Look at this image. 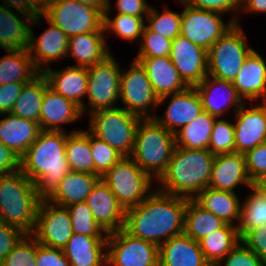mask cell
Segmentation results:
<instances>
[{"instance_id":"6da1fadb","label":"cell","mask_w":266,"mask_h":266,"mask_svg":"<svg viewBox=\"0 0 266 266\" xmlns=\"http://www.w3.org/2000/svg\"><path fill=\"white\" fill-rule=\"evenodd\" d=\"M186 206V198L154 190L141 203L125 210L123 229L136 238L160 246L184 233Z\"/></svg>"},{"instance_id":"7a4b0ae2","label":"cell","mask_w":266,"mask_h":266,"mask_svg":"<svg viewBox=\"0 0 266 266\" xmlns=\"http://www.w3.org/2000/svg\"><path fill=\"white\" fill-rule=\"evenodd\" d=\"M66 131H41L20 157V170L35 183L37 194L47 198L70 172L66 159Z\"/></svg>"},{"instance_id":"3957f363","label":"cell","mask_w":266,"mask_h":266,"mask_svg":"<svg viewBox=\"0 0 266 266\" xmlns=\"http://www.w3.org/2000/svg\"><path fill=\"white\" fill-rule=\"evenodd\" d=\"M215 155L208 149L176 146L167 168L157 180L161 192L193 199L208 187Z\"/></svg>"},{"instance_id":"277c9868","label":"cell","mask_w":266,"mask_h":266,"mask_svg":"<svg viewBox=\"0 0 266 266\" xmlns=\"http://www.w3.org/2000/svg\"><path fill=\"white\" fill-rule=\"evenodd\" d=\"M42 198L35 183L19 169L0 175V221L31 234L35 227L37 208Z\"/></svg>"},{"instance_id":"5b68a950","label":"cell","mask_w":266,"mask_h":266,"mask_svg":"<svg viewBox=\"0 0 266 266\" xmlns=\"http://www.w3.org/2000/svg\"><path fill=\"white\" fill-rule=\"evenodd\" d=\"M175 147L174 133L166 130L154 118H141L130 158L156 181L165 172Z\"/></svg>"},{"instance_id":"8992f818","label":"cell","mask_w":266,"mask_h":266,"mask_svg":"<svg viewBox=\"0 0 266 266\" xmlns=\"http://www.w3.org/2000/svg\"><path fill=\"white\" fill-rule=\"evenodd\" d=\"M88 131L98 139L130 157L134 148L135 132L141 117L122 107L90 113Z\"/></svg>"},{"instance_id":"52a82bcc","label":"cell","mask_w":266,"mask_h":266,"mask_svg":"<svg viewBox=\"0 0 266 266\" xmlns=\"http://www.w3.org/2000/svg\"><path fill=\"white\" fill-rule=\"evenodd\" d=\"M239 23L228 29L208 50V76L233 82L253 50Z\"/></svg>"},{"instance_id":"ba28073f","label":"cell","mask_w":266,"mask_h":266,"mask_svg":"<svg viewBox=\"0 0 266 266\" xmlns=\"http://www.w3.org/2000/svg\"><path fill=\"white\" fill-rule=\"evenodd\" d=\"M101 179L124 210L138 205L152 192L153 179L130 157H123Z\"/></svg>"},{"instance_id":"9c48e42d","label":"cell","mask_w":266,"mask_h":266,"mask_svg":"<svg viewBox=\"0 0 266 266\" xmlns=\"http://www.w3.org/2000/svg\"><path fill=\"white\" fill-rule=\"evenodd\" d=\"M122 69L113 55H109L104 61L87 68L88 87L86 97L88 106L83 105L80 109L82 116L86 111L93 113L117 107L120 96V74Z\"/></svg>"},{"instance_id":"30bf717a","label":"cell","mask_w":266,"mask_h":266,"mask_svg":"<svg viewBox=\"0 0 266 266\" xmlns=\"http://www.w3.org/2000/svg\"><path fill=\"white\" fill-rule=\"evenodd\" d=\"M42 14L68 37L89 32H105L103 15L75 0H54Z\"/></svg>"},{"instance_id":"8fae6325","label":"cell","mask_w":266,"mask_h":266,"mask_svg":"<svg viewBox=\"0 0 266 266\" xmlns=\"http://www.w3.org/2000/svg\"><path fill=\"white\" fill-rule=\"evenodd\" d=\"M106 266H159V246L123 228L107 235Z\"/></svg>"},{"instance_id":"7c38bea8","label":"cell","mask_w":266,"mask_h":266,"mask_svg":"<svg viewBox=\"0 0 266 266\" xmlns=\"http://www.w3.org/2000/svg\"><path fill=\"white\" fill-rule=\"evenodd\" d=\"M178 2L185 6L181 13L180 35L206 50L234 25L231 20L225 24L220 12L195 8L183 0Z\"/></svg>"},{"instance_id":"4fadbf2b","label":"cell","mask_w":266,"mask_h":266,"mask_svg":"<svg viewBox=\"0 0 266 266\" xmlns=\"http://www.w3.org/2000/svg\"><path fill=\"white\" fill-rule=\"evenodd\" d=\"M119 99L125 105L122 108L141 118H152L147 110L151 106L156 112L159 98L154 93L145 69L138 61H132L130 68L121 71Z\"/></svg>"},{"instance_id":"5bb4252c","label":"cell","mask_w":266,"mask_h":266,"mask_svg":"<svg viewBox=\"0 0 266 266\" xmlns=\"http://www.w3.org/2000/svg\"><path fill=\"white\" fill-rule=\"evenodd\" d=\"M72 234L71 217L67 207L42 198L37 208L35 227L31 235L39 244L63 249Z\"/></svg>"},{"instance_id":"9a60e30c","label":"cell","mask_w":266,"mask_h":266,"mask_svg":"<svg viewBox=\"0 0 266 266\" xmlns=\"http://www.w3.org/2000/svg\"><path fill=\"white\" fill-rule=\"evenodd\" d=\"M169 58L189 87H195L208 76L207 50L182 35L172 40Z\"/></svg>"},{"instance_id":"2e32d148","label":"cell","mask_w":266,"mask_h":266,"mask_svg":"<svg viewBox=\"0 0 266 266\" xmlns=\"http://www.w3.org/2000/svg\"><path fill=\"white\" fill-rule=\"evenodd\" d=\"M169 97L170 103L164 115L159 117L157 113H152V118L174 134L203 113L202 101L195 87H188L181 92L160 98L158 106Z\"/></svg>"},{"instance_id":"e0dca14e","label":"cell","mask_w":266,"mask_h":266,"mask_svg":"<svg viewBox=\"0 0 266 266\" xmlns=\"http://www.w3.org/2000/svg\"><path fill=\"white\" fill-rule=\"evenodd\" d=\"M264 103V104H263ZM248 109L244 103L235 112V152L246 154L259 144L266 142V101L251 103Z\"/></svg>"},{"instance_id":"ac0fdd59","label":"cell","mask_w":266,"mask_h":266,"mask_svg":"<svg viewBox=\"0 0 266 266\" xmlns=\"http://www.w3.org/2000/svg\"><path fill=\"white\" fill-rule=\"evenodd\" d=\"M195 88L200 95L203 111L216 118L223 117L231 106H235V113L245 102L231 81L206 76Z\"/></svg>"},{"instance_id":"d6986e66","label":"cell","mask_w":266,"mask_h":266,"mask_svg":"<svg viewBox=\"0 0 266 266\" xmlns=\"http://www.w3.org/2000/svg\"><path fill=\"white\" fill-rule=\"evenodd\" d=\"M94 220L108 234L124 227L125 210L108 185L100 179L85 201Z\"/></svg>"},{"instance_id":"ffe728a7","label":"cell","mask_w":266,"mask_h":266,"mask_svg":"<svg viewBox=\"0 0 266 266\" xmlns=\"http://www.w3.org/2000/svg\"><path fill=\"white\" fill-rule=\"evenodd\" d=\"M240 183L250 189L253 186L247 172L245 155L238 152L215 155L208 187L235 193L234 189Z\"/></svg>"},{"instance_id":"44dd1931","label":"cell","mask_w":266,"mask_h":266,"mask_svg":"<svg viewBox=\"0 0 266 266\" xmlns=\"http://www.w3.org/2000/svg\"><path fill=\"white\" fill-rule=\"evenodd\" d=\"M49 24L43 34L38 38L34 36V32L30 29V38L28 45V53L33 64L39 73H42V64L50 63L61 58H66L68 53L69 37L66 33L54 25L47 18ZM35 52V53H34ZM34 54V56H33Z\"/></svg>"},{"instance_id":"7402d4cb","label":"cell","mask_w":266,"mask_h":266,"mask_svg":"<svg viewBox=\"0 0 266 266\" xmlns=\"http://www.w3.org/2000/svg\"><path fill=\"white\" fill-rule=\"evenodd\" d=\"M80 118H82V112L77 104L64 98L49 86L46 87L39 114V125L42 131H65L60 125Z\"/></svg>"},{"instance_id":"603a6c76","label":"cell","mask_w":266,"mask_h":266,"mask_svg":"<svg viewBox=\"0 0 266 266\" xmlns=\"http://www.w3.org/2000/svg\"><path fill=\"white\" fill-rule=\"evenodd\" d=\"M48 86L62 95L64 98L73 101L80 108L84 105V98L87 94L88 73L86 67L68 66L61 71L51 69L50 64L42 68Z\"/></svg>"},{"instance_id":"cb8c5ba5","label":"cell","mask_w":266,"mask_h":266,"mask_svg":"<svg viewBox=\"0 0 266 266\" xmlns=\"http://www.w3.org/2000/svg\"><path fill=\"white\" fill-rule=\"evenodd\" d=\"M145 69L154 93L160 99L178 93L189 86L182 80L169 56L153 58H135Z\"/></svg>"},{"instance_id":"d4e9b609","label":"cell","mask_w":266,"mask_h":266,"mask_svg":"<svg viewBox=\"0 0 266 266\" xmlns=\"http://www.w3.org/2000/svg\"><path fill=\"white\" fill-rule=\"evenodd\" d=\"M239 95L251 102L266 101V62L254 49L244 60L238 75L232 82Z\"/></svg>"},{"instance_id":"484cf974","label":"cell","mask_w":266,"mask_h":266,"mask_svg":"<svg viewBox=\"0 0 266 266\" xmlns=\"http://www.w3.org/2000/svg\"><path fill=\"white\" fill-rule=\"evenodd\" d=\"M107 236H86L73 233L63 252L70 266H105Z\"/></svg>"},{"instance_id":"4316f807","label":"cell","mask_w":266,"mask_h":266,"mask_svg":"<svg viewBox=\"0 0 266 266\" xmlns=\"http://www.w3.org/2000/svg\"><path fill=\"white\" fill-rule=\"evenodd\" d=\"M159 266H211L204 258L199 242L185 233L159 246Z\"/></svg>"},{"instance_id":"83f0119b","label":"cell","mask_w":266,"mask_h":266,"mask_svg":"<svg viewBox=\"0 0 266 266\" xmlns=\"http://www.w3.org/2000/svg\"><path fill=\"white\" fill-rule=\"evenodd\" d=\"M20 19L10 8L0 5V46L3 50L27 49L30 38V24H39L45 19L40 13L37 16H23ZM30 22V23H29Z\"/></svg>"},{"instance_id":"f1b7e54d","label":"cell","mask_w":266,"mask_h":266,"mask_svg":"<svg viewBox=\"0 0 266 266\" xmlns=\"http://www.w3.org/2000/svg\"><path fill=\"white\" fill-rule=\"evenodd\" d=\"M39 123L6 113L0 119V142L21 157L41 132Z\"/></svg>"},{"instance_id":"f546056e","label":"cell","mask_w":266,"mask_h":266,"mask_svg":"<svg viewBox=\"0 0 266 266\" xmlns=\"http://www.w3.org/2000/svg\"><path fill=\"white\" fill-rule=\"evenodd\" d=\"M100 179L99 175L70 171L46 199L63 207L85 202Z\"/></svg>"},{"instance_id":"4dcf8cb0","label":"cell","mask_w":266,"mask_h":266,"mask_svg":"<svg viewBox=\"0 0 266 266\" xmlns=\"http://www.w3.org/2000/svg\"><path fill=\"white\" fill-rule=\"evenodd\" d=\"M106 32H89L69 37L68 56L77 61L79 67H90L104 61L110 51L107 47Z\"/></svg>"},{"instance_id":"1f68e13d","label":"cell","mask_w":266,"mask_h":266,"mask_svg":"<svg viewBox=\"0 0 266 266\" xmlns=\"http://www.w3.org/2000/svg\"><path fill=\"white\" fill-rule=\"evenodd\" d=\"M193 200L203 209L215 214L225 223L237 226L240 220L241 203L236 193L205 188Z\"/></svg>"},{"instance_id":"d6a6232c","label":"cell","mask_w":266,"mask_h":266,"mask_svg":"<svg viewBox=\"0 0 266 266\" xmlns=\"http://www.w3.org/2000/svg\"><path fill=\"white\" fill-rule=\"evenodd\" d=\"M0 59V85L13 82H30L39 72L35 68L27 49L6 50Z\"/></svg>"},{"instance_id":"836d02e7","label":"cell","mask_w":266,"mask_h":266,"mask_svg":"<svg viewBox=\"0 0 266 266\" xmlns=\"http://www.w3.org/2000/svg\"><path fill=\"white\" fill-rule=\"evenodd\" d=\"M47 86L48 82L42 73L25 83L10 113L39 123L43 94Z\"/></svg>"},{"instance_id":"e575fe53","label":"cell","mask_w":266,"mask_h":266,"mask_svg":"<svg viewBox=\"0 0 266 266\" xmlns=\"http://www.w3.org/2000/svg\"><path fill=\"white\" fill-rule=\"evenodd\" d=\"M240 242L237 226L225 224L199 241L205 260L215 266Z\"/></svg>"},{"instance_id":"d590c367","label":"cell","mask_w":266,"mask_h":266,"mask_svg":"<svg viewBox=\"0 0 266 266\" xmlns=\"http://www.w3.org/2000/svg\"><path fill=\"white\" fill-rule=\"evenodd\" d=\"M226 223L215 214L203 209L193 199H187L184 233L199 242Z\"/></svg>"},{"instance_id":"8d00e7d4","label":"cell","mask_w":266,"mask_h":266,"mask_svg":"<svg viewBox=\"0 0 266 266\" xmlns=\"http://www.w3.org/2000/svg\"><path fill=\"white\" fill-rule=\"evenodd\" d=\"M66 159L70 171L94 174V160L90 148V132L76 130L68 133Z\"/></svg>"},{"instance_id":"74e56055","label":"cell","mask_w":266,"mask_h":266,"mask_svg":"<svg viewBox=\"0 0 266 266\" xmlns=\"http://www.w3.org/2000/svg\"><path fill=\"white\" fill-rule=\"evenodd\" d=\"M216 117L204 112L175 133L176 146L208 149Z\"/></svg>"},{"instance_id":"f35d334b","label":"cell","mask_w":266,"mask_h":266,"mask_svg":"<svg viewBox=\"0 0 266 266\" xmlns=\"http://www.w3.org/2000/svg\"><path fill=\"white\" fill-rule=\"evenodd\" d=\"M110 0H108V7L103 15V28L104 31H112L116 36L121 39L129 40L133 43V40L141 38L143 29L145 27L144 18L125 14H116L112 19L108 14L111 12Z\"/></svg>"},{"instance_id":"ab89813d","label":"cell","mask_w":266,"mask_h":266,"mask_svg":"<svg viewBox=\"0 0 266 266\" xmlns=\"http://www.w3.org/2000/svg\"><path fill=\"white\" fill-rule=\"evenodd\" d=\"M250 195L241 204L240 220L237 224L238 236L266 224V200L252 187Z\"/></svg>"},{"instance_id":"60d3db41","label":"cell","mask_w":266,"mask_h":266,"mask_svg":"<svg viewBox=\"0 0 266 266\" xmlns=\"http://www.w3.org/2000/svg\"><path fill=\"white\" fill-rule=\"evenodd\" d=\"M146 17V26L162 37L173 40L180 35L181 13H176L165 7L163 13H159L154 7H150Z\"/></svg>"},{"instance_id":"b9f144b4","label":"cell","mask_w":266,"mask_h":266,"mask_svg":"<svg viewBox=\"0 0 266 266\" xmlns=\"http://www.w3.org/2000/svg\"><path fill=\"white\" fill-rule=\"evenodd\" d=\"M70 217L73 233L86 236H107L108 234L94 220L92 212L86 202L73 204L67 207Z\"/></svg>"},{"instance_id":"7bdbcfd3","label":"cell","mask_w":266,"mask_h":266,"mask_svg":"<svg viewBox=\"0 0 266 266\" xmlns=\"http://www.w3.org/2000/svg\"><path fill=\"white\" fill-rule=\"evenodd\" d=\"M208 150L214 155L235 152L234 123L216 118Z\"/></svg>"},{"instance_id":"ee69618b","label":"cell","mask_w":266,"mask_h":266,"mask_svg":"<svg viewBox=\"0 0 266 266\" xmlns=\"http://www.w3.org/2000/svg\"><path fill=\"white\" fill-rule=\"evenodd\" d=\"M36 252L37 240L31 234H25L0 262V266H36Z\"/></svg>"},{"instance_id":"f6af8a7d","label":"cell","mask_w":266,"mask_h":266,"mask_svg":"<svg viewBox=\"0 0 266 266\" xmlns=\"http://www.w3.org/2000/svg\"><path fill=\"white\" fill-rule=\"evenodd\" d=\"M90 148L94 160V174L102 177L110 168L124 156L105 141L90 133Z\"/></svg>"},{"instance_id":"bcb514c9","label":"cell","mask_w":266,"mask_h":266,"mask_svg":"<svg viewBox=\"0 0 266 266\" xmlns=\"http://www.w3.org/2000/svg\"><path fill=\"white\" fill-rule=\"evenodd\" d=\"M140 50L136 58L169 56L172 40L151 31L146 25L141 35Z\"/></svg>"},{"instance_id":"7dc6e473","label":"cell","mask_w":266,"mask_h":266,"mask_svg":"<svg viewBox=\"0 0 266 266\" xmlns=\"http://www.w3.org/2000/svg\"><path fill=\"white\" fill-rule=\"evenodd\" d=\"M239 243H242V245ZM221 264L224 266H266V264L241 241L215 266H220Z\"/></svg>"},{"instance_id":"c3c4849f","label":"cell","mask_w":266,"mask_h":266,"mask_svg":"<svg viewBox=\"0 0 266 266\" xmlns=\"http://www.w3.org/2000/svg\"><path fill=\"white\" fill-rule=\"evenodd\" d=\"M244 155L247 172L252 183L266 178V142L259 144Z\"/></svg>"},{"instance_id":"681fc988","label":"cell","mask_w":266,"mask_h":266,"mask_svg":"<svg viewBox=\"0 0 266 266\" xmlns=\"http://www.w3.org/2000/svg\"><path fill=\"white\" fill-rule=\"evenodd\" d=\"M185 3L199 9L217 11L222 14L232 11V22L238 24V15L235 12H241V0H183ZM234 11V12H233ZM233 13H235L233 15ZM236 15V16H235Z\"/></svg>"},{"instance_id":"f907efd6","label":"cell","mask_w":266,"mask_h":266,"mask_svg":"<svg viewBox=\"0 0 266 266\" xmlns=\"http://www.w3.org/2000/svg\"><path fill=\"white\" fill-rule=\"evenodd\" d=\"M240 241L266 264V224L247 231Z\"/></svg>"},{"instance_id":"816d5d0a","label":"cell","mask_w":266,"mask_h":266,"mask_svg":"<svg viewBox=\"0 0 266 266\" xmlns=\"http://www.w3.org/2000/svg\"><path fill=\"white\" fill-rule=\"evenodd\" d=\"M36 266H70L63 249L51 248L37 241Z\"/></svg>"},{"instance_id":"f5cc1de1","label":"cell","mask_w":266,"mask_h":266,"mask_svg":"<svg viewBox=\"0 0 266 266\" xmlns=\"http://www.w3.org/2000/svg\"><path fill=\"white\" fill-rule=\"evenodd\" d=\"M24 235L20 229L0 221V262Z\"/></svg>"},{"instance_id":"db71d44e","label":"cell","mask_w":266,"mask_h":266,"mask_svg":"<svg viewBox=\"0 0 266 266\" xmlns=\"http://www.w3.org/2000/svg\"><path fill=\"white\" fill-rule=\"evenodd\" d=\"M25 82H13L0 85V115L10 113Z\"/></svg>"},{"instance_id":"11a10c76","label":"cell","mask_w":266,"mask_h":266,"mask_svg":"<svg viewBox=\"0 0 266 266\" xmlns=\"http://www.w3.org/2000/svg\"><path fill=\"white\" fill-rule=\"evenodd\" d=\"M117 14L132 15L144 18L143 15H148L151 6L146 0H117L115 2Z\"/></svg>"},{"instance_id":"9f6ffc18","label":"cell","mask_w":266,"mask_h":266,"mask_svg":"<svg viewBox=\"0 0 266 266\" xmlns=\"http://www.w3.org/2000/svg\"><path fill=\"white\" fill-rule=\"evenodd\" d=\"M20 169V157L0 142V175L10 174Z\"/></svg>"},{"instance_id":"6f0895ef","label":"cell","mask_w":266,"mask_h":266,"mask_svg":"<svg viewBox=\"0 0 266 266\" xmlns=\"http://www.w3.org/2000/svg\"><path fill=\"white\" fill-rule=\"evenodd\" d=\"M2 2H5L3 6L16 9L17 12H19V15L24 16H37L40 14V12L32 5L30 0H2Z\"/></svg>"},{"instance_id":"680465c9","label":"cell","mask_w":266,"mask_h":266,"mask_svg":"<svg viewBox=\"0 0 266 266\" xmlns=\"http://www.w3.org/2000/svg\"><path fill=\"white\" fill-rule=\"evenodd\" d=\"M241 10L249 13H266V0H241Z\"/></svg>"},{"instance_id":"91938a15","label":"cell","mask_w":266,"mask_h":266,"mask_svg":"<svg viewBox=\"0 0 266 266\" xmlns=\"http://www.w3.org/2000/svg\"><path fill=\"white\" fill-rule=\"evenodd\" d=\"M75 1L97 9L102 15H104V12L108 7V0H75Z\"/></svg>"},{"instance_id":"94428289","label":"cell","mask_w":266,"mask_h":266,"mask_svg":"<svg viewBox=\"0 0 266 266\" xmlns=\"http://www.w3.org/2000/svg\"><path fill=\"white\" fill-rule=\"evenodd\" d=\"M252 187L266 200V178L255 181Z\"/></svg>"},{"instance_id":"6125c7cd","label":"cell","mask_w":266,"mask_h":266,"mask_svg":"<svg viewBox=\"0 0 266 266\" xmlns=\"http://www.w3.org/2000/svg\"><path fill=\"white\" fill-rule=\"evenodd\" d=\"M32 5L42 13L54 0H30Z\"/></svg>"}]
</instances>
